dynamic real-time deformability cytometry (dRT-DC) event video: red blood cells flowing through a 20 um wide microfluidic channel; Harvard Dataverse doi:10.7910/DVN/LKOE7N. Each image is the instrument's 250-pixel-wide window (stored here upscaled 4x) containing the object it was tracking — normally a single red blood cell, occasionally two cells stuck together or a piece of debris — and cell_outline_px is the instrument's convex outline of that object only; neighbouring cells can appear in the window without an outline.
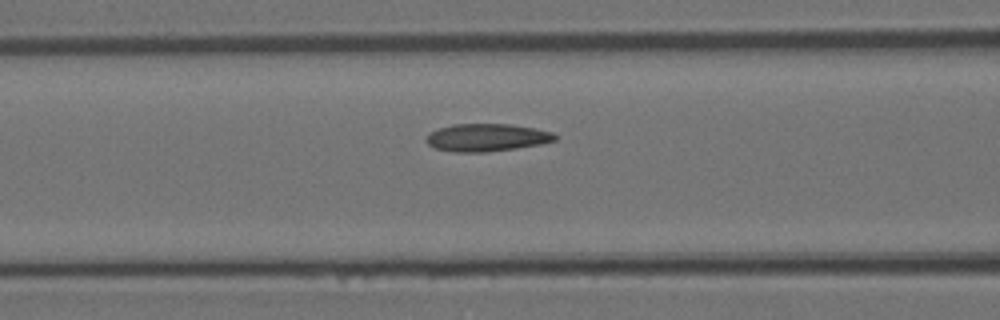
{"species": "Egyptian fruit bat (a non-hibernating species)", "species_latin": "Rousettus aegyptiacus", "temperature_condition": "room temperature", "stored_images_in_passage": 14, "camera_frame_rate_fps": 3000, "um_per_image_px": 0.085, "animal": {"sex": "female"}, "frame": {"image": 1, "passage_image": 12, "time_ms": 3.667, "image_size_px": [1000, 320], "cell_outline_px": [[560, 136], [556, 140], [540, 144], [516, 148], [484, 152], [452, 152], [436, 148], [428, 144], [424, 140], [428, 132], [452, 124], [508, 124], [536, 128], [552, 132]], "centroid_in_image_um": [41.37, 11.68], "position_along_channel_um": 125.2, "area_um2": 20.87}}